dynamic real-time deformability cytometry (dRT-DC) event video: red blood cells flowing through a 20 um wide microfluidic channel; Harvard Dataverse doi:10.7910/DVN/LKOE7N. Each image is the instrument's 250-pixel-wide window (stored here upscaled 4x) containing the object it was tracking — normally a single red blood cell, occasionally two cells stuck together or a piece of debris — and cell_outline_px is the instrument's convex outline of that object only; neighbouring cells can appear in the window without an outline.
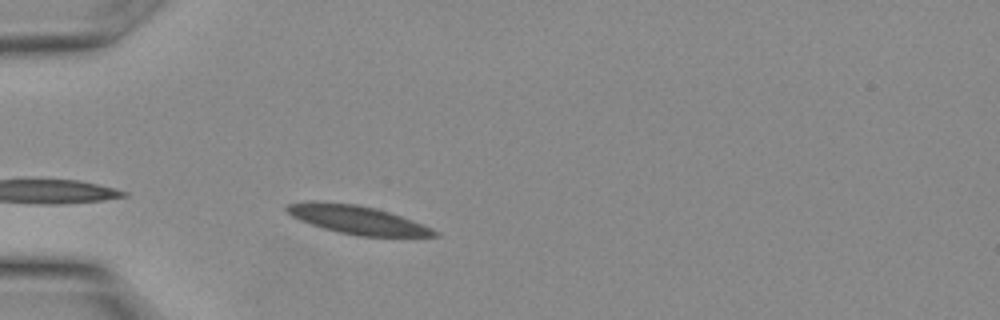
{"species": "Egyptian fruit bat (a non-hibernating species)", "species_latin": "Rousettus aegyptiacus", "temperature_condition": "warm", "stored_images_in_passage": 12, "camera_frame_rate_fps": 3000, "um_per_image_px": 0.085, "animal": {"sex": "female"}, "frame": {"image": 1, "passage_image": 4, "time_ms": 1.0, "image_size_px": [1000, 320], "cell_outline_px": [[440, 236], [360, 236], [340, 232], [324, 228], [300, 220], [292, 216], [284, 208], [288, 204], [312, 200], [356, 204], [376, 208], [412, 220], [432, 228], [440, 232]], "centroid_in_image_um": [30.37, 18.67], "position_along_channel_um": 54.6, "area_um2": 24.22}}
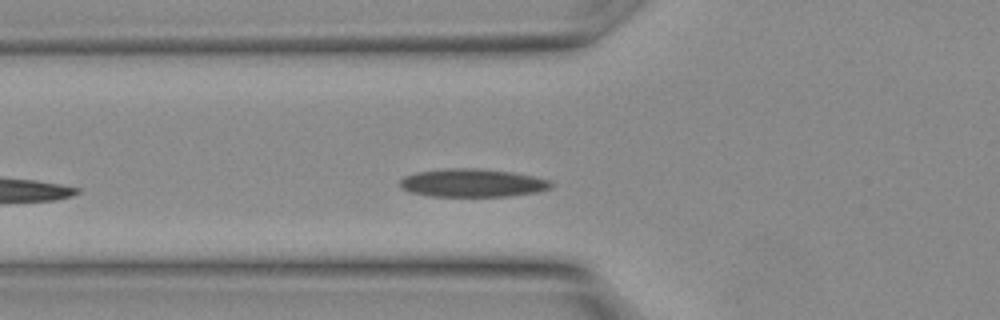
{"frame": {"image": 2, "passage_image": 6, "time_ms": 1.667, "image_size_px": [1000, 320], "cell_outline_px": [[556, 184], [552, 188], [540, 192], [512, 196], [432, 196], [408, 192], [400, 188], [400, 180], [404, 176], [416, 172], [448, 168], [476, 168], [512, 172], [532, 176], [548, 180]], "centroid_in_image_um": [40.18, 15.55], "position_along_channel_um": 85.6, "area_um2": 25.03}}
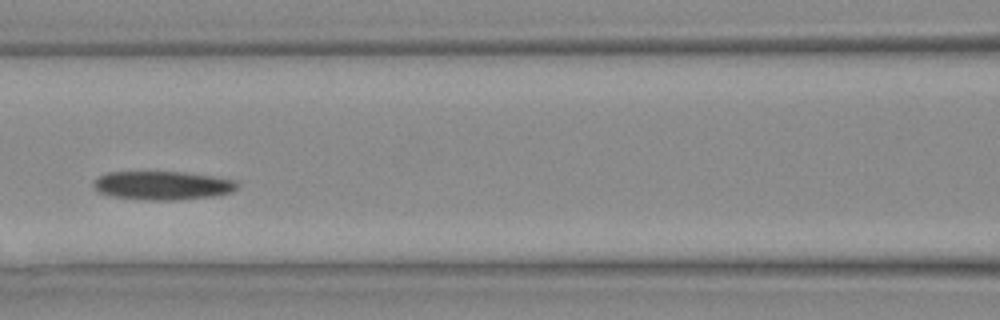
{"frame": {"image": 3, "passage_image": 9, "time_ms": 2.667, "image_size_px": [1000, 320], "cell_outline_px": [[240, 184], [232, 192], [212, 196], [176, 200], [152, 200], [112, 196], [100, 192], [96, 188], [96, 180], [100, 176], [108, 172], [184, 172], [212, 176], [236, 180]], "centroid_in_image_um": [13.89, 15.76], "position_along_channel_um": 152.7, "area_um2": 23.64}}